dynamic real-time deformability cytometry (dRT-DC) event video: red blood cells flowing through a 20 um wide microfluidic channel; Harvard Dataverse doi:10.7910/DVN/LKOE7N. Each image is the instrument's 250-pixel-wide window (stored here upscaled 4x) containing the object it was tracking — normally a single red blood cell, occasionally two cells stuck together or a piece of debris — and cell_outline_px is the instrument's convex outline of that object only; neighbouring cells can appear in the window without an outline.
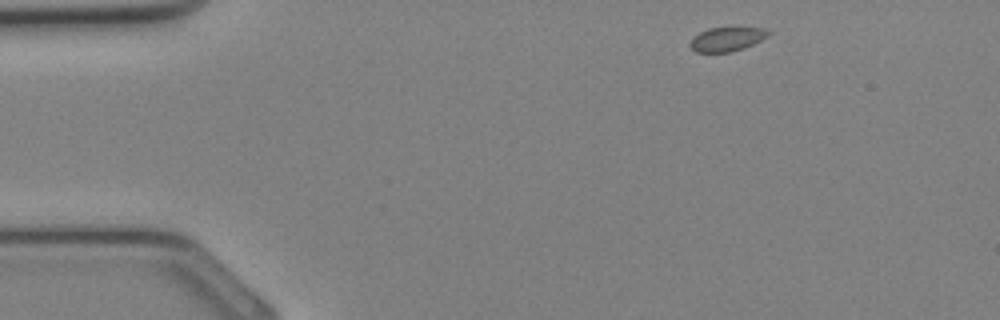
{"species": "Egyptian fruit bat (a non-hibernating species)", "species_latin": "Rousettus aegyptiacus", "temperature_condition": "cold", "stored_images_in_passage": 30, "camera_frame_rate_fps": 3000, "um_per_image_px": 0.085, "animal": {"sex": "female"}, "frame": {"image": 1, "passage_image": 1, "time_ms": 0.0, "image_size_px": [1000, 320], "cell_outline_px": [[772, 32], [768, 36], [744, 48], [732, 52], [696, 52], [688, 44], [700, 32], [708, 28], [764, 28]], "centroid_in_image_um": [61.8, 3.33], "position_along_channel_um": 23.2, "area_um2": 10.81}}
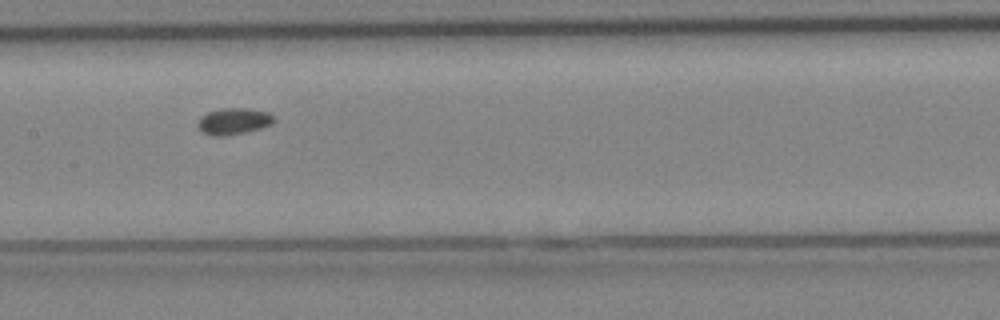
{"frame": {"image": 2, "passage_image": 13, "time_ms": 4.0, "image_size_px": [1000, 320], "cell_outline_px": [[276, 120], [272, 124], [260, 128], [244, 132], [224, 136], [216, 136], [204, 132], [196, 124], [200, 116], [208, 112], [224, 108], [248, 108], [268, 112]], "centroid_in_image_um": [19.87, 10.29], "position_along_channel_um": 187.5, "area_um2": 11.62}}
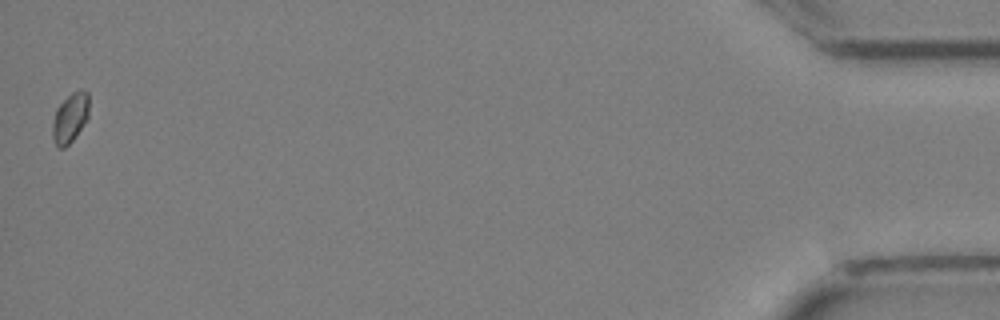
{"frame": {"image": 3, "passage_image": 30, "time_ms": 9.667, "image_size_px": [1000, 320], "cell_outline_px": [[88, 120], [76, 136], [64, 148], [56, 148], [52, 136], [52, 124], [56, 108], [72, 92], [88, 92]], "centroid_in_image_um": [5.94, 10.08], "position_along_channel_um": 429.3, "area_um2": 10.52}}